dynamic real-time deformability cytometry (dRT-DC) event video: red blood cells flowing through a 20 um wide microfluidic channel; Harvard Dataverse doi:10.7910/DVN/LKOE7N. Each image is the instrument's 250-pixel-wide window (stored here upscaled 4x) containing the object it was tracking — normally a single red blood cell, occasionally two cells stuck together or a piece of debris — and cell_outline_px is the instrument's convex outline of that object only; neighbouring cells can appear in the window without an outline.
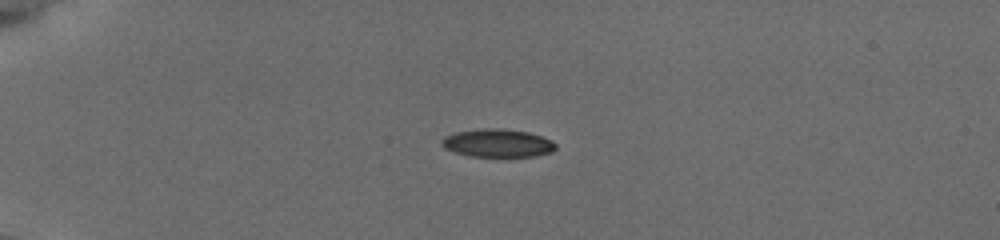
{"species": "common noctule bat (a hibernating species)", "species_latin": "Nyctalus noctula", "temperature_condition": "cold", "stored_images_in_passage": 36, "camera_frame_rate_fps": 3000, "um_per_image_px": 0.085, "animal": {"sex": "female", "body_mass_g": 19.5, "forearm_length_mm": 54.1}, "frame": {"image": 1, "passage_image": 3, "time_ms": 0.667, "image_size_px": [1000, 240], "cell_outline_px": [[556, 148], [552, 152], [536, 156], [472, 156], [456, 152], [444, 148], [440, 144], [440, 140], [456, 132], [488, 128], [528, 132], [552, 140], [556, 144]], "centroid_in_image_um": [42.32, 12.17], "position_along_channel_um": 42.7, "area_um2": 18.26}}
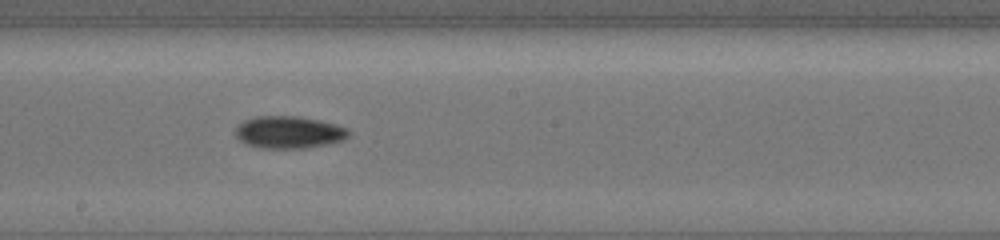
{"frame": {"image": 2, "passage_image": 21, "time_ms": 6.667, "image_size_px": [1000, 240], "cell_outline_px": [[348, 136], [344, 140], [328, 144], [304, 148], [260, 148], [248, 144], [240, 140], [236, 136], [236, 128], [240, 124], [256, 116], [300, 116], [320, 120], [336, 124], [348, 128]], "centroid_in_image_um": [24.6, 11.24], "position_along_channel_um": 223.6, "area_um2": 21.15}}
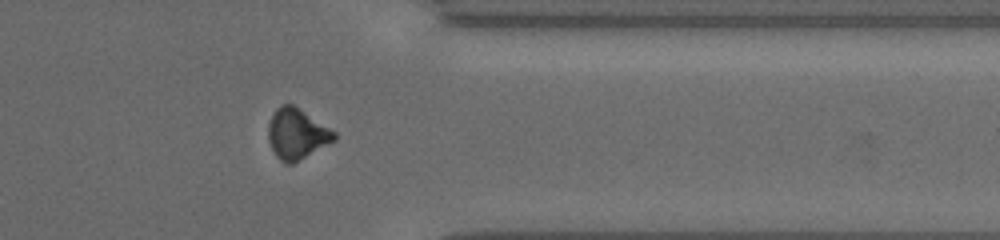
{"frame": {"image": 3, "passage_image": 34, "time_ms": 11.0, "image_size_px": [1000, 240], "cell_outline_px": [[336, 140], [292, 164], [284, 164], [276, 156], [268, 140], [268, 124], [276, 108], [280, 104], [292, 104], [336, 132]], "centroid_in_image_um": [25.22, 11.39], "position_along_channel_um": 386.2, "area_um2": 19.31}, "authors_computed_cell_mechanics": {"area_um2": 19.7387, "velocity_mm_per_s": 3.8468, "shape_relaxation_time_tau1_ms": 3.7282, "shape_relaxation_time_tau2_ms": 3.5407, "deformation_change_tau1": 0.1114, "deformation_change_tau2": 0.0909}}